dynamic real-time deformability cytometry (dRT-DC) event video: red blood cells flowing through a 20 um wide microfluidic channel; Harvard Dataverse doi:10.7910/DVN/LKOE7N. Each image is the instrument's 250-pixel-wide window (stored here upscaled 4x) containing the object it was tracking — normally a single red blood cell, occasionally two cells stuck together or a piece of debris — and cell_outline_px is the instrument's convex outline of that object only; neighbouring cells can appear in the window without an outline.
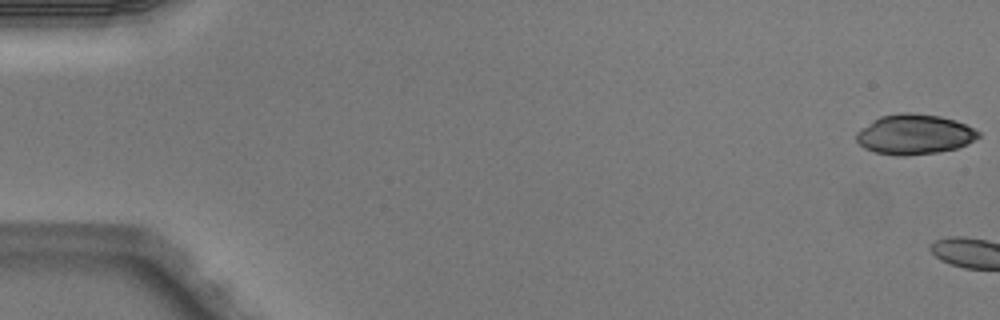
{"species": "Egyptian fruit bat (a non-hibernating species)", "species_latin": "Rousettus aegyptiacus", "temperature_condition": "warm", "stored_images_in_passage": 7, "camera_frame_rate_fps": 3000, "um_per_image_px": 0.085, "animal": {"sex": "male"}, "frame": {"image": 1, "passage_image": 1, "time_ms": 0.0, "image_size_px": [1000, 320], "cell_outline_px": [[980, 136], [968, 144], [956, 148], [936, 152], [904, 156], [900, 156], [876, 152], [864, 148], [856, 140], [856, 132], [872, 120], [880, 116], [900, 112], [912, 112], [940, 116], [956, 120], [980, 132]], "centroid_in_image_um": [77.71, 11.41], "position_along_channel_um": 7.3, "area_um2": 28.5}}